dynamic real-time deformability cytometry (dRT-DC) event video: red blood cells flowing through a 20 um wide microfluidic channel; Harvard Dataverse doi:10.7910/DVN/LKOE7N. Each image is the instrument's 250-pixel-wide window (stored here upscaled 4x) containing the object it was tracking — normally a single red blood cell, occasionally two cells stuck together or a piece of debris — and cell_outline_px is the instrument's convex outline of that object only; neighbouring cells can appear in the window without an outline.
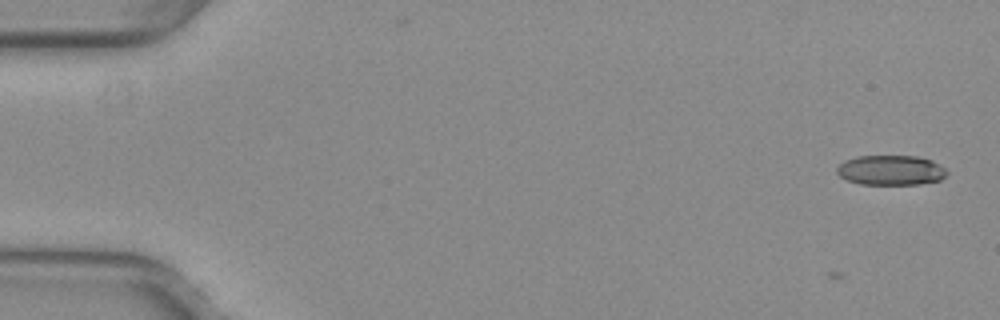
{"species": "common noctule bat (a hibernating species)", "species_latin": "Nyctalus noctula", "temperature_condition": "warm", "stored_images_in_passage": 6, "camera_frame_rate_fps": 3000, "um_per_image_px": 0.085, "animal": {"sex": "female", "body_mass_g": 29.2, "forearm_length_mm": 56.3}, "frame": {"image": 1, "passage_image": 6, "time_ms": 1.667, "image_size_px": [1000, 320], "cell_outline_px": [[948, 172], [940, 180], [920, 184], [860, 184], [848, 180], [840, 176], [836, 172], [836, 168], [844, 160], [856, 156], [916, 156], [932, 160], [940, 164]], "centroid_in_image_um": [75.71, 14.46], "position_along_channel_um": 9.3, "area_um2": 19.19}}